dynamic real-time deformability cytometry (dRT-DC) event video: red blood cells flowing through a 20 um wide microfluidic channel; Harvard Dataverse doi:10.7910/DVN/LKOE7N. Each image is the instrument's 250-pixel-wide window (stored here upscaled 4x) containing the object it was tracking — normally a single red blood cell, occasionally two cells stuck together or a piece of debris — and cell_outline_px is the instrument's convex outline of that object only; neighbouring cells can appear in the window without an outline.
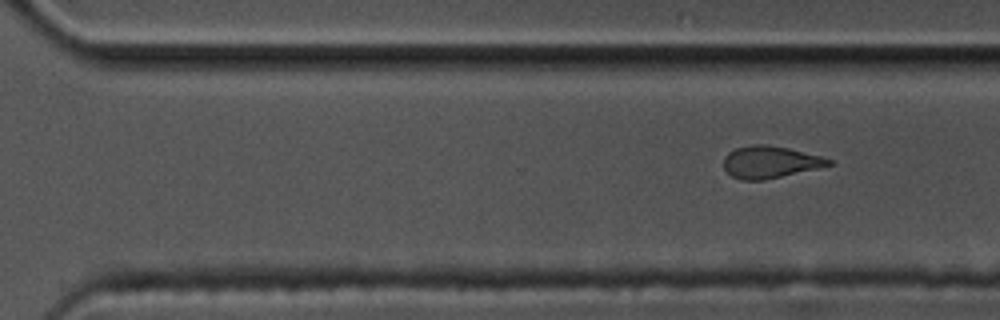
{"species": "common noctule bat (a hibernating species)", "species_latin": "Nyctalus noctula", "temperature_condition": "cold", "stored_images_in_passage": 8, "segment_of_instrument_passage": [2, 2], "camera_frame_rate_fps": 3000, "um_per_image_px": 0.085, "animal": {"sex": "male", "body_mass_g": 17.5, "forearm_length_mm": 52.3}, "frame": {"image": 1, "passage_image": 8, "time_ms": 2.333, "image_size_px": [1000, 320], "cell_outline_px": [[832, 164], [816, 168], [764, 180], [740, 180], [732, 176], [724, 168], [724, 156], [728, 152], [736, 148], [752, 144], [768, 144], [788, 148], [824, 156], [832, 160]], "centroid_in_image_um": [65.44, 13.76], "position_along_channel_um": 305.2, "area_um2": 19.59}}